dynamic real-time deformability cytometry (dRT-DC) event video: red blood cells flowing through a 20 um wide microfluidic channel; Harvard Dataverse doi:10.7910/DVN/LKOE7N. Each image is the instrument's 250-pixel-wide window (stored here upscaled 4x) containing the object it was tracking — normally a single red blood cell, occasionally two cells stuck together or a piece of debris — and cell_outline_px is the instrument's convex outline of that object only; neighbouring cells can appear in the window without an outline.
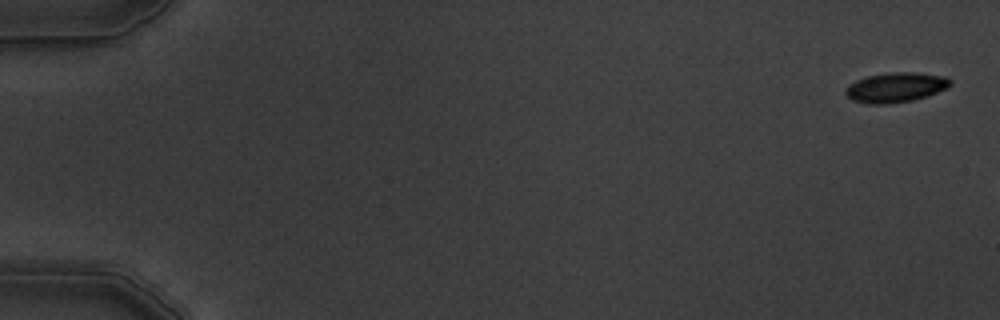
{"species": "common noctule bat (a hibernating species)", "species_latin": "Nyctalus noctula", "temperature_condition": "warm", "stored_images_in_passage": 5, "camera_frame_rate_fps": 3000, "um_per_image_px": 0.085, "animal": {"sex": "male", "body_mass_g": 19.5, "forearm_length_mm": 54.6}, "frame": {"image": 1, "passage_image": 1, "time_ms": 0.0, "image_size_px": [1000, 320], "cell_outline_px": [[952, 84], [948, 88], [928, 96], [912, 100], [888, 104], [868, 104], [852, 100], [844, 92], [848, 84], [856, 80], [868, 76], [896, 72], [916, 72], [948, 76], [952, 80]], "centroid_in_image_um": [76.18, 7.43], "position_along_channel_um": 8.8, "area_um2": 18.38}}